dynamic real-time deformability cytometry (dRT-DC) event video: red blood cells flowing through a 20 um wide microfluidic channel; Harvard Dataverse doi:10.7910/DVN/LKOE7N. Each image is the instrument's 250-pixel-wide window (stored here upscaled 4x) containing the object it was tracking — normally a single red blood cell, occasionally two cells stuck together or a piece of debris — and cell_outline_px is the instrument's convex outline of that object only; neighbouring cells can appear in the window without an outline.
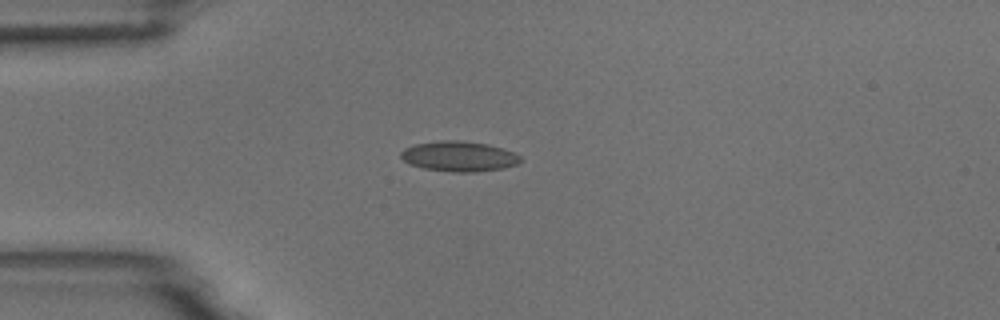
{"species": "common noctule bat (a hibernating species)", "species_latin": "Nyctalus noctula", "temperature_condition": "room temperature", "stored_images_in_passage": 8, "camera_frame_rate_fps": 3000, "um_per_image_px": 0.085, "animal": {"sex": "male", "body_mass_g": 18.8}, "frame": {"image": 1, "passage_image": 3, "time_ms": 0.667, "image_size_px": [1000, 320], "cell_outline_px": [[524, 160], [516, 164], [504, 168], [476, 172], [452, 172], [424, 168], [408, 164], [400, 156], [400, 152], [404, 148], [416, 144], [440, 140], [460, 140], [488, 144], [516, 152]], "centroid_in_image_um": [39.04, 13.29], "position_along_channel_um": 46.0, "area_um2": 21.27}}
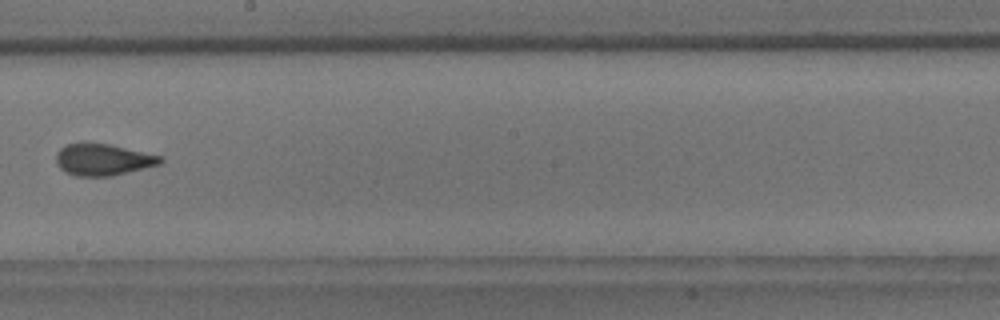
{"frame": {"image": 2, "passage_image": 8, "time_ms": 2.333, "image_size_px": [1000, 320], "cell_outline_px": [[164, 160], [160, 164], [112, 176], [76, 176], [64, 172], [60, 168], [56, 160], [56, 152], [60, 148], [68, 144], [84, 140], [108, 144], [164, 156]], "centroid_in_image_um": [8.73, 13.54], "position_along_channel_um": 239.5, "area_um2": 19.65}}